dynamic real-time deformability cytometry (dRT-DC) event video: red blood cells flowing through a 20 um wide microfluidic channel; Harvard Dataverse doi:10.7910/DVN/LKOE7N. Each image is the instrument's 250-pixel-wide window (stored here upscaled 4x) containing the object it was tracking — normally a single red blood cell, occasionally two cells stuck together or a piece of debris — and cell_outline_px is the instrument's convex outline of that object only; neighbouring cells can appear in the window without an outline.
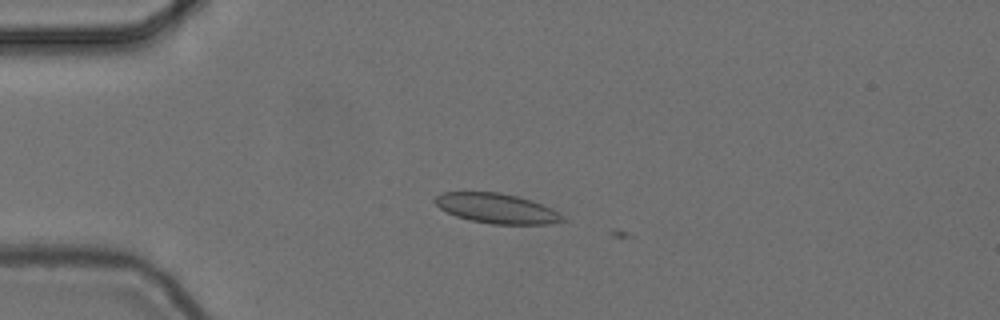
{"species": "common noctule bat (a hibernating species)", "species_latin": "Nyctalus noctula", "temperature_condition": "cold", "stored_images_in_passage": 3, "camera_frame_rate_fps": 3000, "um_per_image_px": 0.085, "animal": {"sex": "female", "body_mass_g": 24.6, "forearm_length_mm": 56.2}, "frame": {"image": 1, "passage_image": 2, "time_ms": 0.333, "image_size_px": [1000, 320], "cell_outline_px": [[568, 220], [548, 224], [492, 224], [468, 220], [456, 216], [440, 208], [432, 200], [436, 196], [444, 192], [500, 192], [532, 200], [552, 208], [564, 216]], "centroid_in_image_um": [42.24, 17.72], "position_along_channel_um": 42.8, "area_um2": 22.31}}